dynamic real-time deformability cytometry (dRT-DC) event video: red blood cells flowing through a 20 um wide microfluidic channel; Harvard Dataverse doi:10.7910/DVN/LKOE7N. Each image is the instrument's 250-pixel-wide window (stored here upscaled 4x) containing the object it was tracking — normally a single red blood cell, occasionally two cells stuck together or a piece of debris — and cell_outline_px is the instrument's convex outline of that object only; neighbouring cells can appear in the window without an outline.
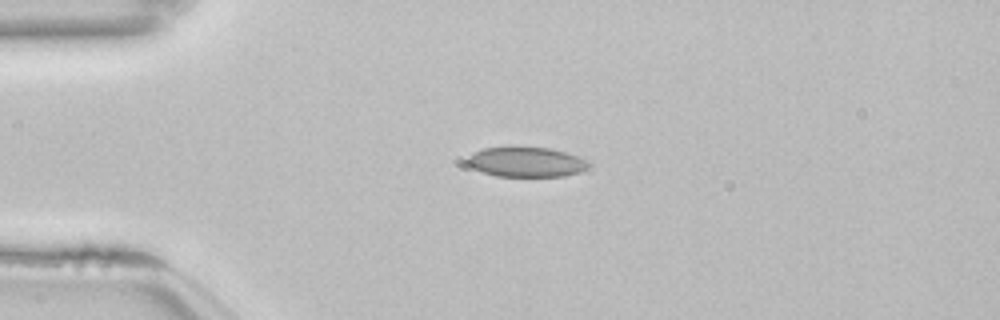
{"species": "common noctule bat (a hibernating species)", "species_latin": "Nyctalus noctula", "temperature_condition": "room temperature", "stored_images_in_passage": 41, "camera_frame_rate_fps": 3000, "um_per_image_px": 0.085, "animal": {"sex": "female", "body_mass_g": 22.7, "forearm_length_mm": 54.2}, "frame": {"image": 1, "passage_image": 1, "time_ms": 0.0, "image_size_px": [1000, 320], "cell_outline_px": [[588, 168], [580, 172], [564, 176], [496, 176], [472, 168], [464, 160], [472, 152], [484, 148], [516, 144], [548, 148], [564, 152], [576, 156], [584, 160], [588, 164]], "centroid_in_image_um": [44.64, 13.73], "position_along_channel_um": 40.4, "area_um2": 21.68}}
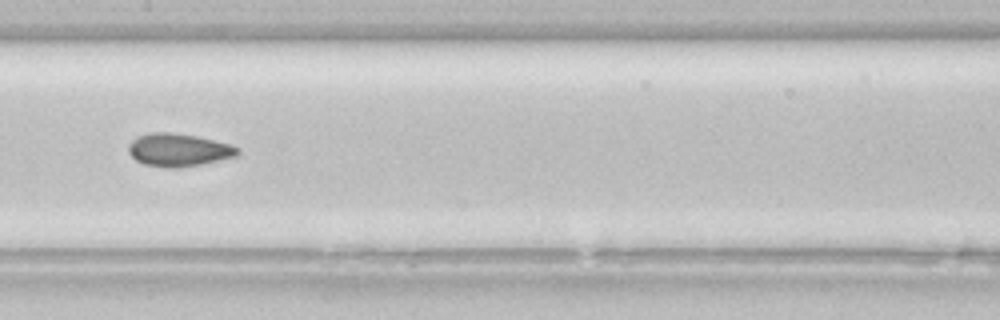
{"frame": {"image": 2, "passage_image": 15, "time_ms": 4.667, "image_size_px": [1000, 320], "cell_outline_px": [[240, 152], [236, 156], [200, 164], [176, 168], [168, 168], [144, 164], [136, 160], [128, 152], [128, 144], [132, 140], [140, 136], [152, 132], [172, 132], [196, 136], [228, 144], [240, 148]], "centroid_in_image_um": [15.15, 12.74], "position_along_channel_um": 192.2, "area_um2": 20.69}}
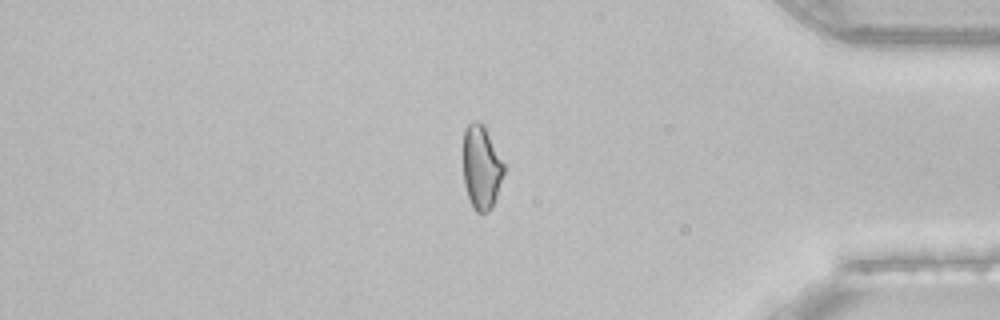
{"frame": {"image": 3, "passage_image": 33, "time_ms": 10.667, "image_size_px": [1000, 320], "cell_outline_px": [[504, 172], [492, 208], [488, 212], [476, 212], [472, 208], [464, 184], [464, 128], [472, 120], [480, 120], [484, 124], [504, 164]], "centroid_in_image_um": [40.91, 14.19], "position_along_channel_um": 394.3, "area_um2": 19.88}, "authors_computed_cell_mechanics": {"area_um2": 20.6346, "velocity_mm_per_s": 3.8571, "shape_relaxation_time_tau1_ms": null, "shape_relaxation_time_tau2_ms": 2.2989, "deformation_change_tau1": null, "deformation_change_tau2": 0.0786}}